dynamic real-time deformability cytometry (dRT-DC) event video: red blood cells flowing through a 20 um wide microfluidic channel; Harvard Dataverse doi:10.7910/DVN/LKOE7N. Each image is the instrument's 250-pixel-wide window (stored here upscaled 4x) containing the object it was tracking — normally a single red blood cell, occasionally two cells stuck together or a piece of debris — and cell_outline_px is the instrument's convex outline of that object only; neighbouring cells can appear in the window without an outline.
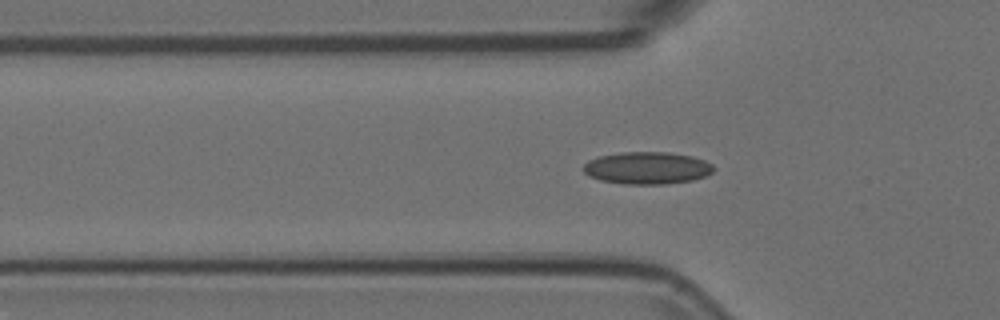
{"species": "Egyptian fruit bat (a non-hibernating species)", "species_latin": "Rousettus aegyptiacus", "temperature_condition": "room temperature", "stored_images_in_passage": 43, "segment_of_instrument_passage": [1, 2], "camera_frame_rate_fps": 3000, "um_per_image_px": 0.085, "animal": {"sex": "female"}, "frame": {"image": 1, "passage_image": 5, "time_ms": 1.333, "image_size_px": [1000, 320], "cell_outline_px": [[712, 172], [704, 176], [692, 180], [664, 184], [624, 184], [600, 180], [588, 176], [584, 172], [584, 164], [588, 160], [600, 156], [620, 152], [668, 152], [692, 156], [704, 160], [712, 164]], "centroid_in_image_um": [54.97, 14.27], "position_along_channel_um": 70.8, "area_um2": 24.39}}
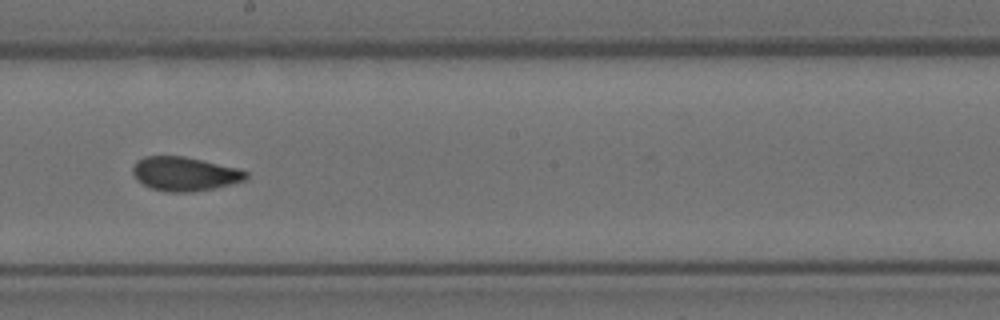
{"frame": {"image": 2, "passage_image": 18, "time_ms": 5.667, "image_size_px": [1000, 320], "cell_outline_px": [[248, 176], [244, 180], [232, 184], [216, 188], [192, 192], [168, 192], [152, 188], [136, 180], [132, 172], [132, 168], [136, 160], [144, 156], [184, 156], [240, 168], [248, 172]], "centroid_in_image_um": [15.7, 14.77], "position_along_channel_um": 232.5, "area_um2": 22.66}}
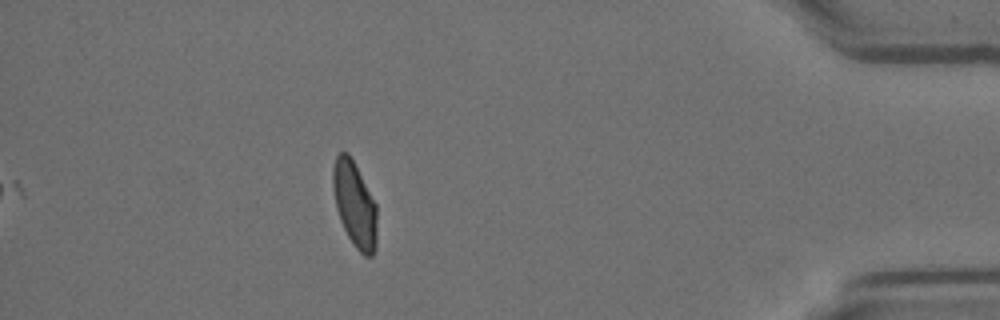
{"frame": {"image": 3, "passage_image": 36, "time_ms": 11.667, "image_size_px": [1000, 320], "cell_outline_px": [[376, 248], [372, 256], [364, 256], [352, 244], [340, 220], [336, 208], [332, 184], [332, 168], [336, 156], [340, 152], [348, 152], [376, 204]], "centroid_in_image_um": [30.13, 17.39], "position_along_channel_um": 405.1, "area_um2": 21.79}}